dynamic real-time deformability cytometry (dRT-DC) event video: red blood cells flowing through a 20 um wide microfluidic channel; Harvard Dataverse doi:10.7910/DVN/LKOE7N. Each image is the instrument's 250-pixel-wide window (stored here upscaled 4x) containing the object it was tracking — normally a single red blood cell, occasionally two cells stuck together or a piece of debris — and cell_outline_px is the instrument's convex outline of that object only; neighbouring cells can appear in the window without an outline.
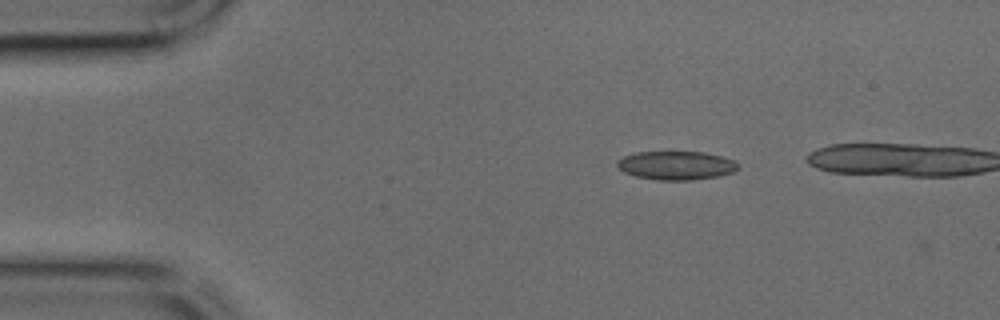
{"species": "common noctule bat (a hibernating species)", "species_latin": "Nyctalus noctula", "temperature_condition": "cold", "stored_images_in_passage": 32, "camera_frame_rate_fps": 3000, "um_per_image_px": 0.085, "animal": {"sex": "male", "body_mass_g": 17.9, "forearm_length_mm": 54.2}, "frame": {"image": 1, "passage_image": 1, "time_ms": 0.0, "image_size_px": [1000, 320], "cell_outline_px": [[740, 168], [732, 172], [720, 176], [692, 180], [656, 180], [636, 176], [624, 172], [616, 164], [616, 160], [624, 156], [636, 152], [704, 152], [736, 160], [740, 164]], "centroid_in_image_um": [57.51, 14.06], "position_along_channel_um": 27.5, "area_um2": 20.35}}
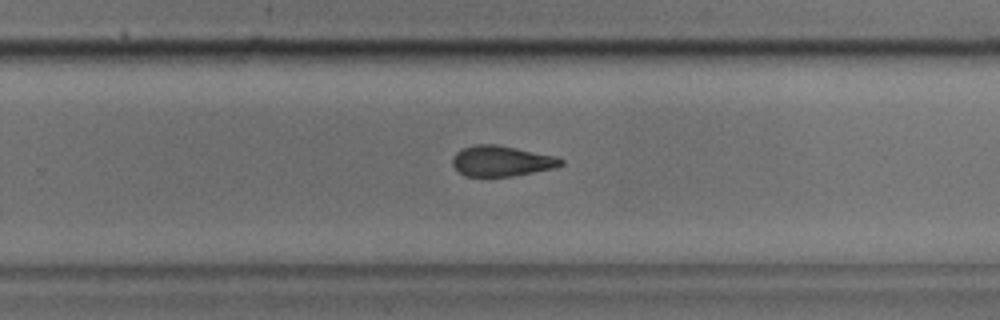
{"frame": {"image": 2, "passage_image": 22, "time_ms": 7.0, "image_size_px": [1000, 320], "cell_outline_px": [[564, 164], [552, 168], [512, 176], [464, 176], [452, 164], [452, 156], [460, 148], [476, 144], [496, 144], [556, 156], [564, 160]], "centroid_in_image_um": [42.59, 13.67], "position_along_channel_um": 287.2, "area_um2": 19.25}}
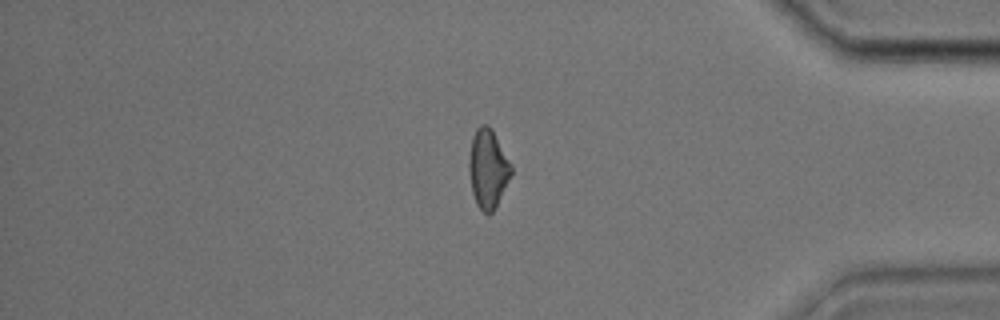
{"frame": {"image": 3, "passage_image": 31, "time_ms": 10.0, "image_size_px": [1000, 320], "cell_outline_px": [[512, 172], [492, 212], [484, 212], [476, 204], [472, 192], [468, 168], [468, 160], [472, 136], [476, 128], [480, 124], [488, 124], [492, 128], [512, 164]], "centroid_in_image_um": [41.45, 14.26], "position_along_channel_um": 393.7, "area_um2": 19.31}}